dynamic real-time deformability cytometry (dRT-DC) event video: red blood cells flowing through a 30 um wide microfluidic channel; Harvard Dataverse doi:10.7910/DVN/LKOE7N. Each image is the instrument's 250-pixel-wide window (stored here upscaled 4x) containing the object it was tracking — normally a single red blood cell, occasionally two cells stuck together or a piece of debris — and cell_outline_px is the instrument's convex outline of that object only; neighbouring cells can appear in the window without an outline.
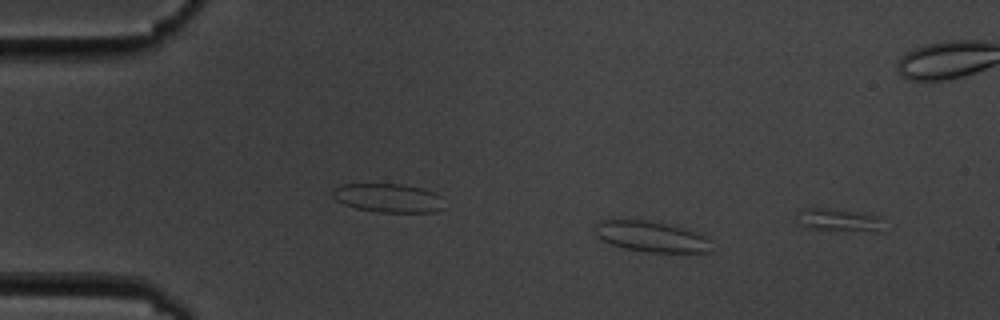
{"species": "common noctule bat (a hibernating species)", "species_latin": "Nyctalus noctula", "temperature_condition": "cold", "stored_images_in_passage": 5, "camera_frame_rate_fps": 3000, "um_per_image_px": 0.085, "animal": {"sex": "male", "body_mass_g": 19.5, "forearm_length_mm": 54.6}, "frame": {"image": 1, "passage_image": 3, "time_ms": 2.333, "image_size_px": [1000, 320], "cell_outline_px": [[712, 252], [648, 252], [624, 248], [612, 244], [596, 236], [596, 224], [600, 220], [612, 216], [648, 220], [684, 228], [708, 236]], "centroid_in_image_um": [55.31, 20.06], "position_along_channel_um": 29.7, "area_um2": 21.39}}